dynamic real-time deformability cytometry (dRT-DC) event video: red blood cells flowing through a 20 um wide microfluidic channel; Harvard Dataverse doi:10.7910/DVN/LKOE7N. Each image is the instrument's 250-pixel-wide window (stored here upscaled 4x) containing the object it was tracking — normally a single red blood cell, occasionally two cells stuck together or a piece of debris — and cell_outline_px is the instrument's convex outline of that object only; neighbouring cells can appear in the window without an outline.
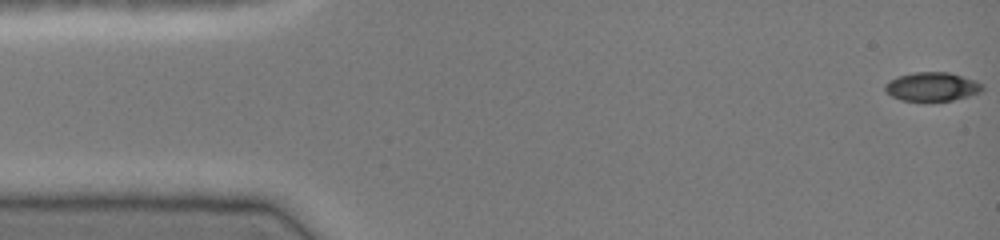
{"species": "common noctule bat (a hibernating species)", "species_latin": "Nyctalus noctula", "temperature_condition": "cold", "stored_images_in_passage": 47, "camera_frame_rate_fps": 3000, "um_per_image_px": 0.085, "animal": {"sex": "female", "body_mass_g": 19.0, "forearm_length_mm": 51.5}, "frame": {"image": 1, "passage_image": 1, "time_ms": 0.0, "image_size_px": [1000, 240], "cell_outline_px": [[984, 88], [980, 92], [968, 96], [952, 100], [900, 100], [892, 96], [884, 88], [884, 84], [888, 80], [896, 76], [912, 72], [948, 72], [976, 80], [984, 84]], "centroid_in_image_um": [79.22, 7.34], "position_along_channel_um": 5.8, "area_um2": 16.36}}
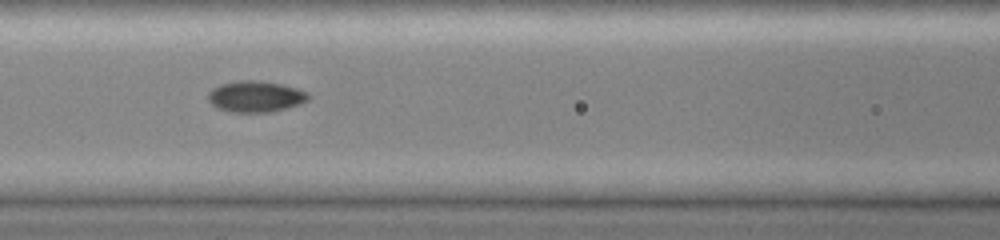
{"frame": {"image": 2, "passage_image": 20, "time_ms": 6.333, "image_size_px": [1000, 240], "cell_outline_px": [[312, 96], [308, 100], [300, 104], [288, 108], [272, 112], [228, 112], [216, 108], [208, 100], [208, 92], [212, 88], [220, 84], [240, 80], [260, 80], [280, 84], [296, 88], [308, 92]], "centroid_in_image_um": [21.73, 8.21], "position_along_channel_um": 144.9, "area_um2": 18.5}}
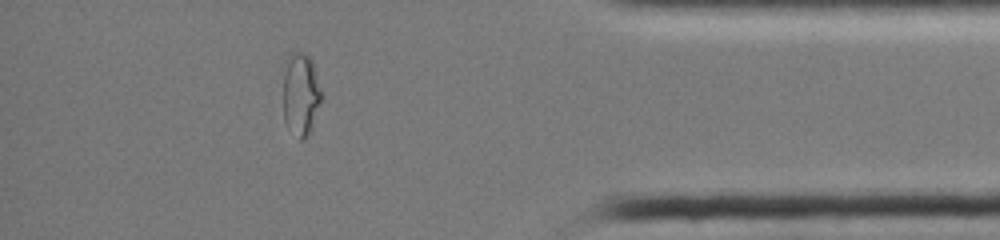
{"frame": {"image": 3, "passage_image": 41, "time_ms": 13.333, "image_size_px": [1000, 240], "cell_outline_px": [[324, 100], [312, 132], [304, 140], [300, 140], [284, 120], [284, 76], [288, 52], [304, 52], [312, 60], [324, 96]], "centroid_in_image_um": [25.64, 8.03], "position_along_channel_um": 409.6, "area_um2": 19.13}, "authors_computed_cell_mechanics": {"area_um2": 17.3978, "velocity_mm_per_s": 4.1053, "shape_relaxation_time_tau1_ms": null, "shape_relaxation_time_tau2_ms": 1.2997, "deformation_change_tau1": null, "deformation_change_tau2": 0.0303}}